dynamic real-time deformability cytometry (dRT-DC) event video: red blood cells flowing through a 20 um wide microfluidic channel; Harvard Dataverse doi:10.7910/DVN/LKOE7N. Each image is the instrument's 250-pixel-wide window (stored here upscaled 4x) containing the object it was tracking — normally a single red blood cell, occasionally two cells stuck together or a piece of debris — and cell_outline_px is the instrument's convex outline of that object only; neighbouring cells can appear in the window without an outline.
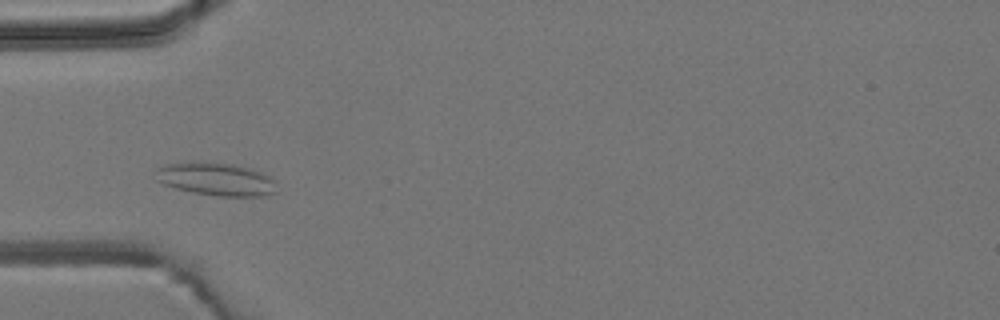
{"species": "common noctule bat (a hibernating species)", "species_latin": "Nyctalus noctula", "temperature_condition": "room temperature", "stored_images_in_passage": 5, "camera_frame_rate_fps": 3000, "um_per_image_px": 0.085, "animal": {"sex": "male", "body_mass_g": 19.2, "forearm_length_mm": 51.8}, "frame": {"image": 1, "passage_image": 3, "time_ms": 2.333, "image_size_px": [1000, 320], "cell_outline_px": [[276, 192], [264, 196], [216, 196], [192, 192], [176, 188], [164, 184], [156, 180], [156, 168], [164, 164], [192, 160], [232, 164], [252, 168], [272, 176], [276, 180]], "centroid_in_image_um": [18.38, 15.2], "position_along_channel_um": 66.6, "area_um2": 23.87}}
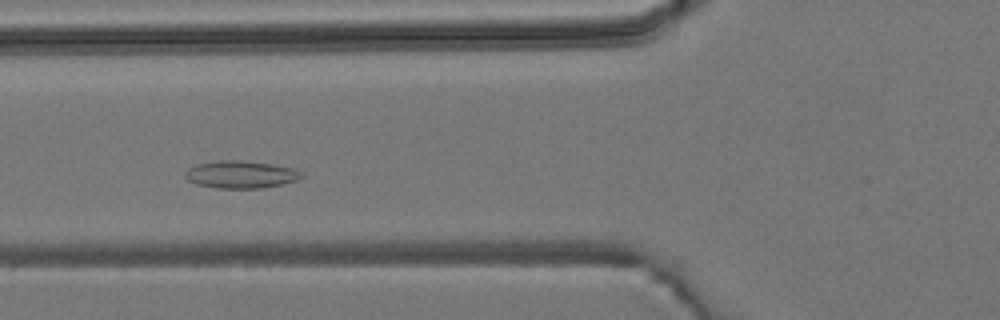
{"frame": {"image": 2, "passage_image": 4, "time_ms": 3.333, "image_size_px": [1000, 320], "cell_outline_px": [[304, 176], [296, 180], [280, 184], [260, 188], [216, 188], [196, 184], [188, 180], [184, 176], [184, 172], [188, 168], [196, 164], [220, 160], [236, 160], [272, 164], [292, 168], [300, 172]], "centroid_in_image_um": [20.41, 14.83], "position_along_channel_um": 105.4, "area_um2": 18.44}}